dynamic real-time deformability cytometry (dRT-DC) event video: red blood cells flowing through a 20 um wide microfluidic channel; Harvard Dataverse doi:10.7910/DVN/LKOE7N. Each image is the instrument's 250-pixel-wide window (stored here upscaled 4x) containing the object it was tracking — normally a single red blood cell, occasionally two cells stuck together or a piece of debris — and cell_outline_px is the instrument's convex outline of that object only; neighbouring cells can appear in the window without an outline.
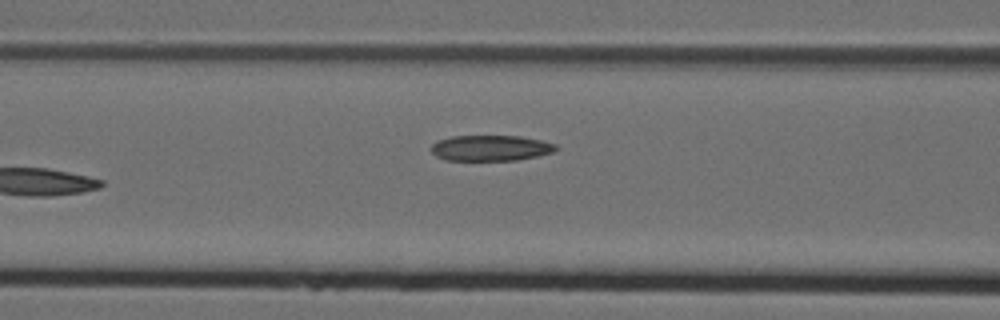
{"species": "Egyptian fruit bat (a non-hibernating species)", "species_latin": "Rousettus aegyptiacus", "temperature_condition": "cold", "stored_images_in_passage": 6, "camera_frame_rate_fps": 3000, "um_per_image_px": 0.085, "animal": {"sex": "female"}, "frame": {"image": 1, "passage_image": 6, "time_ms": 1.667, "image_size_px": [1000, 320], "cell_outline_px": [[560, 148], [556, 152], [516, 160], [448, 160], [436, 156], [428, 148], [436, 140], [452, 136], [520, 136], [540, 140], [556, 144]], "centroid_in_image_um": [41.7, 12.58], "position_along_channel_um": 124.9, "area_um2": 18.84}}